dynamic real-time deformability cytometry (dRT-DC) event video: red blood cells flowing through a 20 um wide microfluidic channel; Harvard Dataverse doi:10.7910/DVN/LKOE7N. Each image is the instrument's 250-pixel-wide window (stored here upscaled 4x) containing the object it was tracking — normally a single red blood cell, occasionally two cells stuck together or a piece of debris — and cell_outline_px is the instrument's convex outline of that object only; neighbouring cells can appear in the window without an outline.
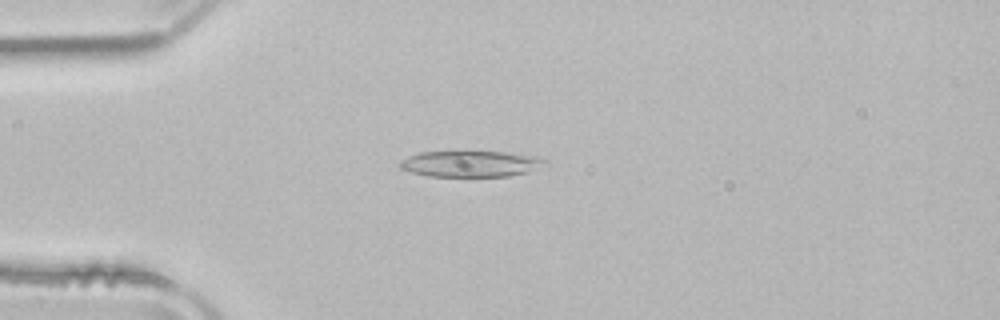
{"species": "common noctule bat (a hibernating species)", "species_latin": "Nyctalus noctula", "temperature_condition": "room temperature", "stored_images_in_passage": 42, "camera_frame_rate_fps": 3000, "um_per_image_px": 0.085, "animal": {"sex": "male", "body_mass_g": 21.5, "forearm_length_mm": 52.0}, "frame": {"image": 1, "passage_image": 4, "time_ms": 1.0, "image_size_px": [1000, 320], "cell_outline_px": [[544, 160], [524, 172], [508, 176], [428, 176], [412, 172], [400, 168], [400, 160], [408, 156], [420, 152], [456, 148], [468, 148], [504, 152], [536, 156]], "centroid_in_image_um": [39.8, 13.85], "position_along_channel_um": 45.2, "area_um2": 22.6}}
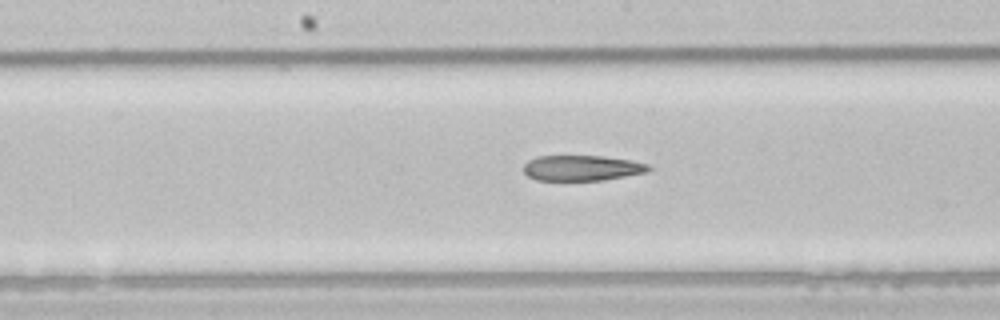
{"frame": {"image": 2, "passage_image": 17, "time_ms": 5.333, "image_size_px": [1000, 320], "cell_outline_px": [[652, 168], [648, 172], [604, 180], [536, 180], [528, 176], [524, 172], [524, 164], [528, 160], [536, 156], [604, 156], [632, 160], [648, 164]], "centroid_in_image_um": [49.48, 14.27], "position_along_channel_um": 198.7, "area_um2": 18.67}}
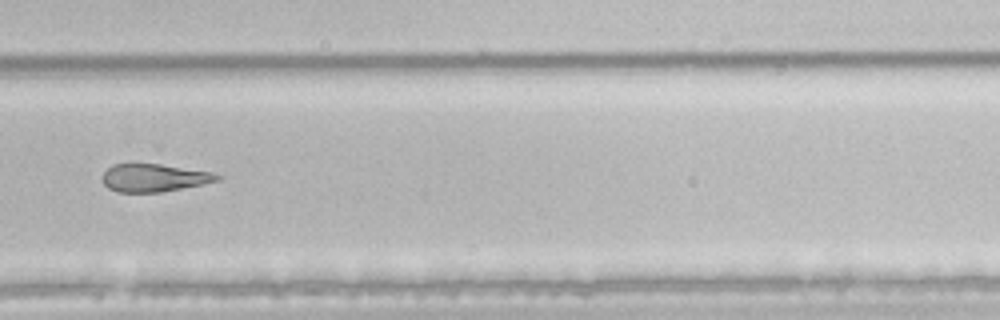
{"frame": {"image": 3, "passage_image": 26, "time_ms": 8.333, "image_size_px": [1000, 320], "cell_outline_px": [[224, 176], [220, 180], [204, 184], [160, 192], [116, 192], [108, 188], [104, 184], [100, 176], [112, 164], [160, 164], [212, 172]], "centroid_in_image_um": [13.09, 15.11], "position_along_channel_um": 316.7, "area_um2": 18.73}, "authors_computed_cell_mechanics": {"area_um2": 21.0103, "velocity_mm_per_s": 3.9653, "shape_relaxation_time_tau1_ms": null, "shape_relaxation_time_tau2_ms": 5.0063, "deformation_change_tau1": null, "deformation_change_tau2": 0.1668}}